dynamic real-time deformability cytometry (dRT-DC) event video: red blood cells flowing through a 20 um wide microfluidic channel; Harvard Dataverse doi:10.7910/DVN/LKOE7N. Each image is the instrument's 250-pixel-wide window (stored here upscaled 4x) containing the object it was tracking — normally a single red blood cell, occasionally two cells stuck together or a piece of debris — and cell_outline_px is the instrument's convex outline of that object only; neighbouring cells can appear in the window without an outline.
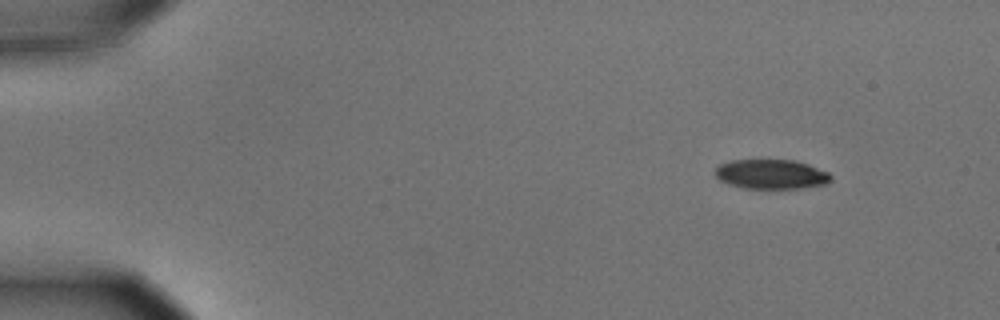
{"species": "common noctule bat (a hibernating species)", "species_latin": "Nyctalus noctula", "temperature_condition": "cold", "stored_images_in_passage": 52, "camera_frame_rate_fps": 3000, "um_per_image_px": 0.085, "animal": {"sex": "male", "body_mass_g": 15.6}, "frame": {"image": 1, "passage_image": 1, "time_ms": 0.0, "image_size_px": [1000, 320], "cell_outline_px": [[832, 180], [824, 184], [800, 188], [744, 188], [728, 184], [720, 180], [716, 176], [716, 168], [720, 164], [732, 160], [796, 160], [808, 164], [828, 172], [832, 176]], "centroid_in_image_um": [65.56, 14.8], "position_along_channel_um": 19.4, "area_um2": 19.83}}
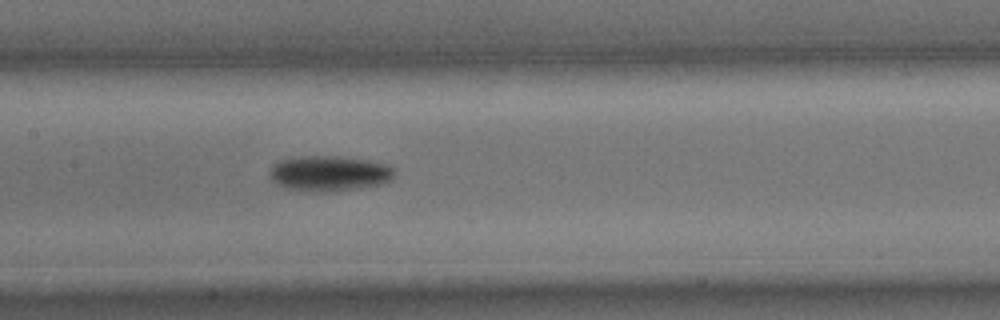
{"frame": {"image": 2, "passage_image": 23, "time_ms": 7.333, "image_size_px": [1000, 320], "cell_outline_px": [[396, 172], [388, 180], [380, 184], [360, 188], [328, 192], [308, 192], [284, 188], [272, 180], [268, 176], [268, 172], [280, 160], [300, 156], [340, 156], [368, 160], [388, 164]], "centroid_in_image_um": [27.96, 14.75], "position_along_channel_um": 179.4, "area_um2": 25.89}}
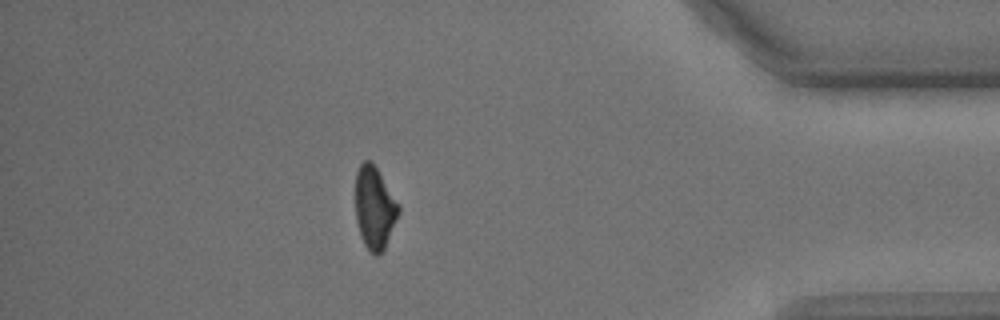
{"frame": {"image": 3, "passage_image": 45, "time_ms": 14.667, "image_size_px": [1000, 320], "cell_outline_px": [[400, 212], [384, 248], [376, 256], [364, 244], [356, 220], [356, 172], [360, 164], [364, 160], [368, 160], [376, 168], [400, 204]], "centroid_in_image_um": [31.85, 17.64], "position_along_channel_um": 403.4, "area_um2": 20.35}, "authors_computed_cell_mechanics": {"area_um2": 22.5709, "velocity_mm_per_s": 3.5397, "shape_relaxation_time_tau1_ms": 2.642, "shape_relaxation_time_tau2_ms": null, "deformation_change_tau1": 0.1227, "deformation_change_tau2": null}}